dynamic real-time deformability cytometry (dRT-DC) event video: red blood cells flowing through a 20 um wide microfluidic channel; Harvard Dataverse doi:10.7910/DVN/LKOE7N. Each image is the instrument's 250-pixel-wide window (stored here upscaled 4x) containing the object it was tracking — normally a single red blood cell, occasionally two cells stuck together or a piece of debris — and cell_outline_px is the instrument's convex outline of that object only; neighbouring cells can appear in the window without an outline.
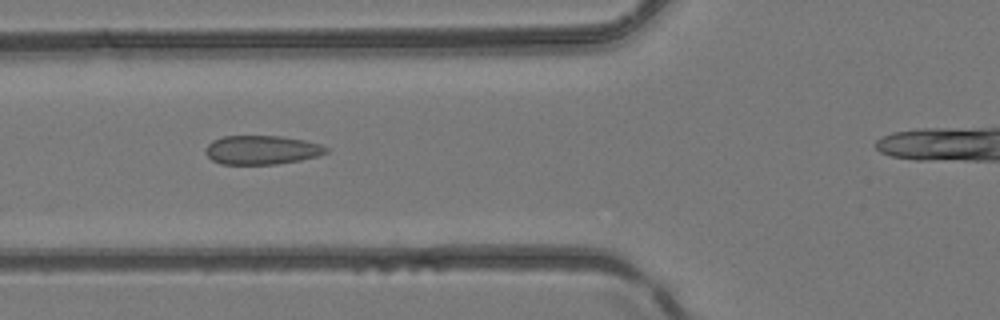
{"species": "common noctule bat (a hibernating species)", "species_latin": "Nyctalus noctula", "temperature_condition": "room temperature", "stored_images_in_passage": 5, "camera_frame_rate_fps": 3000, "um_per_image_px": 0.085, "animal": {"sex": "female", "body_mass_g": 24.6, "forearm_length_mm": 56.2}, "frame": {"image": 1, "passage_image": 5, "time_ms": 1.333, "image_size_px": [1000, 320], "cell_outline_px": [[328, 152], [320, 156], [300, 160], [276, 164], [220, 164], [212, 160], [204, 152], [208, 144], [212, 140], [224, 136], [280, 136], [304, 140], [320, 144], [328, 148]], "centroid_in_image_um": [22.25, 12.75], "position_along_channel_um": 103.5, "area_um2": 20.4}}